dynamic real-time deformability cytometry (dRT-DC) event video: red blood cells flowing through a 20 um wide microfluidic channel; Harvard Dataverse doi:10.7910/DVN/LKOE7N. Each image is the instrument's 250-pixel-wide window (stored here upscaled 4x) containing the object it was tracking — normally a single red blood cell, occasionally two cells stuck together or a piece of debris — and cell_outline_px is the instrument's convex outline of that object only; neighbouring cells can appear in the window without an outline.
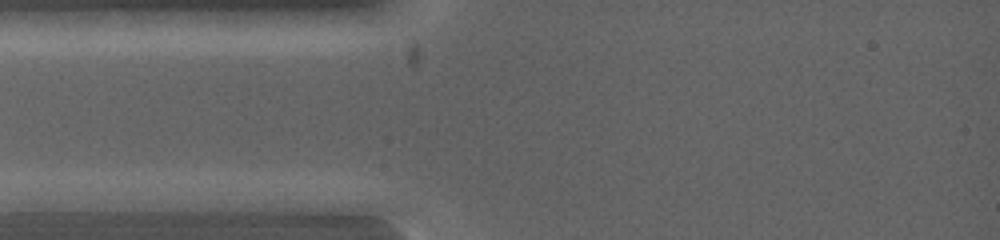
{"species": "common noctule bat (a hibernating species)", "species_latin": "Nyctalus noctula", "temperature_condition": "warm", "stored_images_in_passage": 2, "camera_frame_rate_fps": 5000, "um_per_image_px": 0.085, "animal": {"sex": "female", "body_mass_g": 19.0, "forearm_length_mm": 53.3}, "frame": {"image": 1, "passage_image": 1, "time_ms": 0.0, "image_size_px": [1000, 240], "cell_outline_px": [[124, 200], [116, 212], [36, 216], [16, 212], [12, 200], [20, 192], [108, 192]], "centroid_in_image_um": [5.59, 17.26], "position_along_channel_um": 79.4, "area_um2": 16.42}}